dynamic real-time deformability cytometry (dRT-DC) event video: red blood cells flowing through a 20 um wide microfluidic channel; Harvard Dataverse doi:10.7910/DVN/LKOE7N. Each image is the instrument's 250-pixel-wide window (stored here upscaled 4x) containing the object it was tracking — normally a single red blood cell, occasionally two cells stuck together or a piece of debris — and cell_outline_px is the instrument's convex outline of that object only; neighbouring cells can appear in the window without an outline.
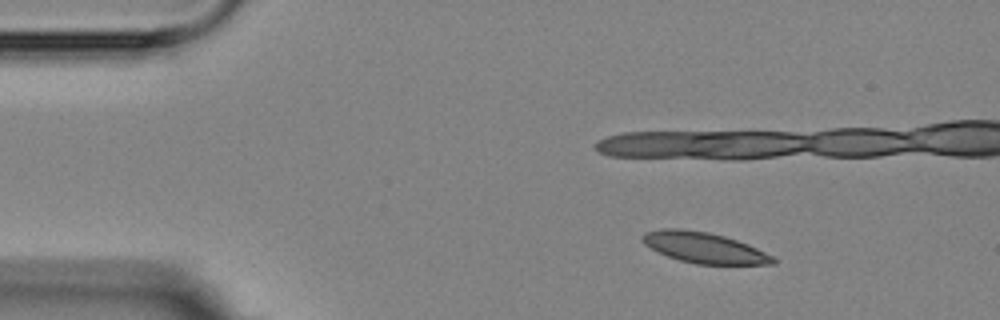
{"species": "Egyptian fruit bat (a non-hibernating species)", "species_latin": "Rousettus aegyptiacus", "temperature_condition": "room temperature", "stored_images_in_passage": 4, "camera_frame_rate_fps": 3000, "um_per_image_px": 0.085, "animal": {"sex": "female"}, "frame": {"image": 1, "passage_image": 1, "time_ms": 0.0, "image_size_px": [1000, 320], "cell_outline_px": [[776, 264], [696, 264], [680, 260], [656, 252], [644, 244], [640, 240], [640, 236], [644, 232], [660, 228], [680, 228], [708, 232], [724, 236], [748, 244], [772, 256], [776, 260]], "centroid_in_image_um": [59.78, 21.04], "position_along_channel_um": 25.2, "area_um2": 23.47}}